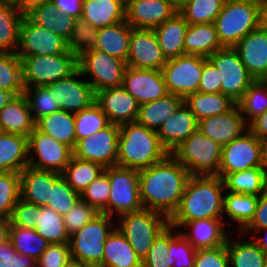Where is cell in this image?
<instances>
[{"mask_svg":"<svg viewBox=\"0 0 267 267\" xmlns=\"http://www.w3.org/2000/svg\"><path fill=\"white\" fill-rule=\"evenodd\" d=\"M189 171L172 155L139 170L140 200L144 209L160 212L170 218L177 210Z\"/></svg>","mask_w":267,"mask_h":267,"instance_id":"6da1fadb","label":"cell"},{"mask_svg":"<svg viewBox=\"0 0 267 267\" xmlns=\"http://www.w3.org/2000/svg\"><path fill=\"white\" fill-rule=\"evenodd\" d=\"M224 190L223 179L218 175H191L169 225L177 229L187 221L223 218Z\"/></svg>","mask_w":267,"mask_h":267,"instance_id":"7a4b0ae2","label":"cell"},{"mask_svg":"<svg viewBox=\"0 0 267 267\" xmlns=\"http://www.w3.org/2000/svg\"><path fill=\"white\" fill-rule=\"evenodd\" d=\"M169 154L157 131L137 122L120 126L116 166L142 170L164 160Z\"/></svg>","mask_w":267,"mask_h":267,"instance_id":"3957f363","label":"cell"},{"mask_svg":"<svg viewBox=\"0 0 267 267\" xmlns=\"http://www.w3.org/2000/svg\"><path fill=\"white\" fill-rule=\"evenodd\" d=\"M214 24L221 45L234 47L260 26V3L256 0H226Z\"/></svg>","mask_w":267,"mask_h":267,"instance_id":"277c9868","label":"cell"},{"mask_svg":"<svg viewBox=\"0 0 267 267\" xmlns=\"http://www.w3.org/2000/svg\"><path fill=\"white\" fill-rule=\"evenodd\" d=\"M223 146L197 129L178 145L172 155L190 175H218Z\"/></svg>","mask_w":267,"mask_h":267,"instance_id":"5b68a950","label":"cell"},{"mask_svg":"<svg viewBox=\"0 0 267 267\" xmlns=\"http://www.w3.org/2000/svg\"><path fill=\"white\" fill-rule=\"evenodd\" d=\"M121 216V222L118 223L117 228L142 261L154 240L169 225V218L160 212L144 208Z\"/></svg>","mask_w":267,"mask_h":267,"instance_id":"8992f818","label":"cell"},{"mask_svg":"<svg viewBox=\"0 0 267 267\" xmlns=\"http://www.w3.org/2000/svg\"><path fill=\"white\" fill-rule=\"evenodd\" d=\"M111 216L99 213L69 239L71 259L102 266L104 243L116 228Z\"/></svg>","mask_w":267,"mask_h":267,"instance_id":"52a82bcc","label":"cell"},{"mask_svg":"<svg viewBox=\"0 0 267 267\" xmlns=\"http://www.w3.org/2000/svg\"><path fill=\"white\" fill-rule=\"evenodd\" d=\"M21 61L24 87L47 86L78 69L77 55L70 50L49 56H26Z\"/></svg>","mask_w":267,"mask_h":267,"instance_id":"ba28073f","label":"cell"},{"mask_svg":"<svg viewBox=\"0 0 267 267\" xmlns=\"http://www.w3.org/2000/svg\"><path fill=\"white\" fill-rule=\"evenodd\" d=\"M78 70L83 76L92 78L88 82L95 93L123 85L127 63L117 57L96 49L87 50L77 56Z\"/></svg>","mask_w":267,"mask_h":267,"instance_id":"9c48e42d","label":"cell"},{"mask_svg":"<svg viewBox=\"0 0 267 267\" xmlns=\"http://www.w3.org/2000/svg\"><path fill=\"white\" fill-rule=\"evenodd\" d=\"M104 172L108 175L110 194L108 198V215L120 216L125 213L143 209L139 191V170L110 166Z\"/></svg>","mask_w":267,"mask_h":267,"instance_id":"30bf717a","label":"cell"},{"mask_svg":"<svg viewBox=\"0 0 267 267\" xmlns=\"http://www.w3.org/2000/svg\"><path fill=\"white\" fill-rule=\"evenodd\" d=\"M204 57L184 54L168 59L162 68L168 94L182 98L196 93L203 72Z\"/></svg>","mask_w":267,"mask_h":267,"instance_id":"8fae6325","label":"cell"},{"mask_svg":"<svg viewBox=\"0 0 267 267\" xmlns=\"http://www.w3.org/2000/svg\"><path fill=\"white\" fill-rule=\"evenodd\" d=\"M208 59L220 73L221 93L237 103L255 81L248 73L238 52L233 47H224L217 50Z\"/></svg>","mask_w":267,"mask_h":267,"instance_id":"7c38bea8","label":"cell"},{"mask_svg":"<svg viewBox=\"0 0 267 267\" xmlns=\"http://www.w3.org/2000/svg\"><path fill=\"white\" fill-rule=\"evenodd\" d=\"M68 51L67 40L35 24L27 15L23 17L16 50L19 59L26 56L62 54Z\"/></svg>","mask_w":267,"mask_h":267,"instance_id":"4fadbf2b","label":"cell"},{"mask_svg":"<svg viewBox=\"0 0 267 267\" xmlns=\"http://www.w3.org/2000/svg\"><path fill=\"white\" fill-rule=\"evenodd\" d=\"M28 151V166L59 173L65 170L73 156V150L70 147L35 128L28 137Z\"/></svg>","mask_w":267,"mask_h":267,"instance_id":"5bb4252c","label":"cell"},{"mask_svg":"<svg viewBox=\"0 0 267 267\" xmlns=\"http://www.w3.org/2000/svg\"><path fill=\"white\" fill-rule=\"evenodd\" d=\"M257 166H263L261 140L247 130L243 135L223 146L218 176L223 179L229 173Z\"/></svg>","mask_w":267,"mask_h":267,"instance_id":"9a60e30c","label":"cell"},{"mask_svg":"<svg viewBox=\"0 0 267 267\" xmlns=\"http://www.w3.org/2000/svg\"><path fill=\"white\" fill-rule=\"evenodd\" d=\"M120 126L109 123L95 134L77 141L73 156L98 163L104 168L116 166Z\"/></svg>","mask_w":267,"mask_h":267,"instance_id":"2e32d148","label":"cell"},{"mask_svg":"<svg viewBox=\"0 0 267 267\" xmlns=\"http://www.w3.org/2000/svg\"><path fill=\"white\" fill-rule=\"evenodd\" d=\"M80 76L83 75L77 69L70 76L47 85L60 110L77 113L95 102L94 89L88 81L77 80Z\"/></svg>","mask_w":267,"mask_h":267,"instance_id":"e0dca14e","label":"cell"},{"mask_svg":"<svg viewBox=\"0 0 267 267\" xmlns=\"http://www.w3.org/2000/svg\"><path fill=\"white\" fill-rule=\"evenodd\" d=\"M167 59L153 29L132 28L127 66L136 69L162 70Z\"/></svg>","mask_w":267,"mask_h":267,"instance_id":"ac0fdd59","label":"cell"},{"mask_svg":"<svg viewBox=\"0 0 267 267\" xmlns=\"http://www.w3.org/2000/svg\"><path fill=\"white\" fill-rule=\"evenodd\" d=\"M178 12L173 0H127L125 20L132 28L154 29Z\"/></svg>","mask_w":267,"mask_h":267,"instance_id":"d6986e66","label":"cell"},{"mask_svg":"<svg viewBox=\"0 0 267 267\" xmlns=\"http://www.w3.org/2000/svg\"><path fill=\"white\" fill-rule=\"evenodd\" d=\"M122 86L139 105L163 98L168 94L162 70L136 69L127 66Z\"/></svg>","mask_w":267,"mask_h":267,"instance_id":"ffe728a7","label":"cell"},{"mask_svg":"<svg viewBox=\"0 0 267 267\" xmlns=\"http://www.w3.org/2000/svg\"><path fill=\"white\" fill-rule=\"evenodd\" d=\"M95 102L100 106L111 124L121 126L136 122L140 105L123 86L96 92Z\"/></svg>","mask_w":267,"mask_h":267,"instance_id":"44dd1931","label":"cell"},{"mask_svg":"<svg viewBox=\"0 0 267 267\" xmlns=\"http://www.w3.org/2000/svg\"><path fill=\"white\" fill-rule=\"evenodd\" d=\"M198 129L224 146L243 135L249 127L236 104L229 112L198 121Z\"/></svg>","mask_w":267,"mask_h":267,"instance_id":"7402d4cb","label":"cell"},{"mask_svg":"<svg viewBox=\"0 0 267 267\" xmlns=\"http://www.w3.org/2000/svg\"><path fill=\"white\" fill-rule=\"evenodd\" d=\"M254 80L267 71V28L261 25L241 39L234 47Z\"/></svg>","mask_w":267,"mask_h":267,"instance_id":"603a6c76","label":"cell"},{"mask_svg":"<svg viewBox=\"0 0 267 267\" xmlns=\"http://www.w3.org/2000/svg\"><path fill=\"white\" fill-rule=\"evenodd\" d=\"M61 175L56 171L27 166L20 172V198L38 207H47L51 187Z\"/></svg>","mask_w":267,"mask_h":267,"instance_id":"cb8c5ba5","label":"cell"},{"mask_svg":"<svg viewBox=\"0 0 267 267\" xmlns=\"http://www.w3.org/2000/svg\"><path fill=\"white\" fill-rule=\"evenodd\" d=\"M223 218L197 219L185 222L180 228L189 231L181 232L187 241L196 249H211L226 245L229 233L224 229ZM228 234V235H227Z\"/></svg>","mask_w":267,"mask_h":267,"instance_id":"d4e9b609","label":"cell"},{"mask_svg":"<svg viewBox=\"0 0 267 267\" xmlns=\"http://www.w3.org/2000/svg\"><path fill=\"white\" fill-rule=\"evenodd\" d=\"M198 129L196 116L183 103L158 129L157 135L162 145L172 151Z\"/></svg>","mask_w":267,"mask_h":267,"instance_id":"484cf974","label":"cell"},{"mask_svg":"<svg viewBox=\"0 0 267 267\" xmlns=\"http://www.w3.org/2000/svg\"><path fill=\"white\" fill-rule=\"evenodd\" d=\"M35 128L29 103L25 94L13 96L0 110L2 132L29 137Z\"/></svg>","mask_w":267,"mask_h":267,"instance_id":"4316f807","label":"cell"},{"mask_svg":"<svg viewBox=\"0 0 267 267\" xmlns=\"http://www.w3.org/2000/svg\"><path fill=\"white\" fill-rule=\"evenodd\" d=\"M81 18L97 29L126 19V0H83Z\"/></svg>","mask_w":267,"mask_h":267,"instance_id":"83f0119b","label":"cell"},{"mask_svg":"<svg viewBox=\"0 0 267 267\" xmlns=\"http://www.w3.org/2000/svg\"><path fill=\"white\" fill-rule=\"evenodd\" d=\"M28 137L0 133V172H18L28 166Z\"/></svg>","mask_w":267,"mask_h":267,"instance_id":"f1b7e54d","label":"cell"},{"mask_svg":"<svg viewBox=\"0 0 267 267\" xmlns=\"http://www.w3.org/2000/svg\"><path fill=\"white\" fill-rule=\"evenodd\" d=\"M189 24L178 12L163 24L155 27V35L166 59L184 55V38Z\"/></svg>","mask_w":267,"mask_h":267,"instance_id":"f546056e","label":"cell"},{"mask_svg":"<svg viewBox=\"0 0 267 267\" xmlns=\"http://www.w3.org/2000/svg\"><path fill=\"white\" fill-rule=\"evenodd\" d=\"M34 123L36 130L53 137L59 143L74 150L76 146L74 113L59 110L38 118Z\"/></svg>","mask_w":267,"mask_h":267,"instance_id":"4dcf8cb0","label":"cell"},{"mask_svg":"<svg viewBox=\"0 0 267 267\" xmlns=\"http://www.w3.org/2000/svg\"><path fill=\"white\" fill-rule=\"evenodd\" d=\"M102 267H142L141 259L117 226L104 243Z\"/></svg>","mask_w":267,"mask_h":267,"instance_id":"1f68e13d","label":"cell"},{"mask_svg":"<svg viewBox=\"0 0 267 267\" xmlns=\"http://www.w3.org/2000/svg\"><path fill=\"white\" fill-rule=\"evenodd\" d=\"M222 48L214 23L189 24L184 38L185 54L208 58Z\"/></svg>","mask_w":267,"mask_h":267,"instance_id":"d6a6232c","label":"cell"},{"mask_svg":"<svg viewBox=\"0 0 267 267\" xmlns=\"http://www.w3.org/2000/svg\"><path fill=\"white\" fill-rule=\"evenodd\" d=\"M131 31L132 27L126 20L98 29V36L94 49L126 62L129 53Z\"/></svg>","mask_w":267,"mask_h":267,"instance_id":"836d02e7","label":"cell"},{"mask_svg":"<svg viewBox=\"0 0 267 267\" xmlns=\"http://www.w3.org/2000/svg\"><path fill=\"white\" fill-rule=\"evenodd\" d=\"M183 103L184 98L175 94H167L163 98L140 105L136 122L158 131Z\"/></svg>","mask_w":267,"mask_h":267,"instance_id":"e575fe53","label":"cell"},{"mask_svg":"<svg viewBox=\"0 0 267 267\" xmlns=\"http://www.w3.org/2000/svg\"><path fill=\"white\" fill-rule=\"evenodd\" d=\"M184 103L196 116L197 121L229 112L236 105V102L221 92L202 93L199 91L188 95Z\"/></svg>","mask_w":267,"mask_h":267,"instance_id":"d590c367","label":"cell"},{"mask_svg":"<svg viewBox=\"0 0 267 267\" xmlns=\"http://www.w3.org/2000/svg\"><path fill=\"white\" fill-rule=\"evenodd\" d=\"M229 192L260 195L267 189V170L264 166L229 173L223 178Z\"/></svg>","mask_w":267,"mask_h":267,"instance_id":"8d00e7d4","label":"cell"},{"mask_svg":"<svg viewBox=\"0 0 267 267\" xmlns=\"http://www.w3.org/2000/svg\"><path fill=\"white\" fill-rule=\"evenodd\" d=\"M226 249L230 267H265L267 264V255L253 239L231 240L228 236Z\"/></svg>","mask_w":267,"mask_h":267,"instance_id":"74e56055","label":"cell"},{"mask_svg":"<svg viewBox=\"0 0 267 267\" xmlns=\"http://www.w3.org/2000/svg\"><path fill=\"white\" fill-rule=\"evenodd\" d=\"M34 230L49 244H69L70 235L63 216L52 208L37 206Z\"/></svg>","mask_w":267,"mask_h":267,"instance_id":"f35d334b","label":"cell"},{"mask_svg":"<svg viewBox=\"0 0 267 267\" xmlns=\"http://www.w3.org/2000/svg\"><path fill=\"white\" fill-rule=\"evenodd\" d=\"M23 17L16 5L0 1V52L16 53Z\"/></svg>","mask_w":267,"mask_h":267,"instance_id":"ab89813d","label":"cell"},{"mask_svg":"<svg viewBox=\"0 0 267 267\" xmlns=\"http://www.w3.org/2000/svg\"><path fill=\"white\" fill-rule=\"evenodd\" d=\"M258 200L259 195L228 192L224 194L223 212L238 223L241 232L253 219Z\"/></svg>","mask_w":267,"mask_h":267,"instance_id":"60d3db41","label":"cell"},{"mask_svg":"<svg viewBox=\"0 0 267 267\" xmlns=\"http://www.w3.org/2000/svg\"><path fill=\"white\" fill-rule=\"evenodd\" d=\"M105 168L95 162L86 161L72 156L69 164L62 172L67 183L79 194L96 178L104 173Z\"/></svg>","mask_w":267,"mask_h":267,"instance_id":"b9f144b4","label":"cell"},{"mask_svg":"<svg viewBox=\"0 0 267 267\" xmlns=\"http://www.w3.org/2000/svg\"><path fill=\"white\" fill-rule=\"evenodd\" d=\"M9 241L17 253L32 257L36 261L49 245L34 229L14 225L10 228Z\"/></svg>","mask_w":267,"mask_h":267,"instance_id":"7bdbcfd3","label":"cell"},{"mask_svg":"<svg viewBox=\"0 0 267 267\" xmlns=\"http://www.w3.org/2000/svg\"><path fill=\"white\" fill-rule=\"evenodd\" d=\"M0 88L14 96L24 93L22 61L17 53L0 52Z\"/></svg>","mask_w":267,"mask_h":267,"instance_id":"ee69618b","label":"cell"},{"mask_svg":"<svg viewBox=\"0 0 267 267\" xmlns=\"http://www.w3.org/2000/svg\"><path fill=\"white\" fill-rule=\"evenodd\" d=\"M226 0H190L179 9L188 24L214 23Z\"/></svg>","mask_w":267,"mask_h":267,"instance_id":"f6af8a7d","label":"cell"},{"mask_svg":"<svg viewBox=\"0 0 267 267\" xmlns=\"http://www.w3.org/2000/svg\"><path fill=\"white\" fill-rule=\"evenodd\" d=\"M248 124L267 110V83L255 80L236 103ZM247 116V117H246ZM247 118H250L247 120Z\"/></svg>","mask_w":267,"mask_h":267,"instance_id":"bcb514c9","label":"cell"},{"mask_svg":"<svg viewBox=\"0 0 267 267\" xmlns=\"http://www.w3.org/2000/svg\"><path fill=\"white\" fill-rule=\"evenodd\" d=\"M74 116L76 143L82 138L95 134L109 124L107 116L96 102L90 107L74 113Z\"/></svg>","mask_w":267,"mask_h":267,"instance_id":"7dc6e473","label":"cell"},{"mask_svg":"<svg viewBox=\"0 0 267 267\" xmlns=\"http://www.w3.org/2000/svg\"><path fill=\"white\" fill-rule=\"evenodd\" d=\"M20 198V173L0 172V218L10 219Z\"/></svg>","mask_w":267,"mask_h":267,"instance_id":"c3c4849f","label":"cell"},{"mask_svg":"<svg viewBox=\"0 0 267 267\" xmlns=\"http://www.w3.org/2000/svg\"><path fill=\"white\" fill-rule=\"evenodd\" d=\"M24 94L27 97L34 122L42 116L60 110L57 101L50 94L47 86L25 87Z\"/></svg>","mask_w":267,"mask_h":267,"instance_id":"681fc988","label":"cell"},{"mask_svg":"<svg viewBox=\"0 0 267 267\" xmlns=\"http://www.w3.org/2000/svg\"><path fill=\"white\" fill-rule=\"evenodd\" d=\"M80 199V194L73 190L61 175L51 187L50 199L47 207L54 209L56 212L65 215L74 204Z\"/></svg>","mask_w":267,"mask_h":267,"instance_id":"f907efd6","label":"cell"},{"mask_svg":"<svg viewBox=\"0 0 267 267\" xmlns=\"http://www.w3.org/2000/svg\"><path fill=\"white\" fill-rule=\"evenodd\" d=\"M175 231V228L169 225L168 254L170 259L173 258L175 260L173 267H193L197 250L181 232L177 233Z\"/></svg>","mask_w":267,"mask_h":267,"instance_id":"816d5d0a","label":"cell"},{"mask_svg":"<svg viewBox=\"0 0 267 267\" xmlns=\"http://www.w3.org/2000/svg\"><path fill=\"white\" fill-rule=\"evenodd\" d=\"M109 194V179L108 175L104 172L80 193V199L87 202L99 213L108 215Z\"/></svg>","mask_w":267,"mask_h":267,"instance_id":"f5cc1de1","label":"cell"},{"mask_svg":"<svg viewBox=\"0 0 267 267\" xmlns=\"http://www.w3.org/2000/svg\"><path fill=\"white\" fill-rule=\"evenodd\" d=\"M97 36V28L90 25L83 18H78L74 22L72 35L68 40V48L78 56L87 50L94 49Z\"/></svg>","mask_w":267,"mask_h":267,"instance_id":"db71d44e","label":"cell"},{"mask_svg":"<svg viewBox=\"0 0 267 267\" xmlns=\"http://www.w3.org/2000/svg\"><path fill=\"white\" fill-rule=\"evenodd\" d=\"M169 225L154 240L142 267H173L175 260L169 258Z\"/></svg>","mask_w":267,"mask_h":267,"instance_id":"11a10c76","label":"cell"},{"mask_svg":"<svg viewBox=\"0 0 267 267\" xmlns=\"http://www.w3.org/2000/svg\"><path fill=\"white\" fill-rule=\"evenodd\" d=\"M99 212L87 202L79 199L65 215H63L66 230L71 236L88 222L92 221Z\"/></svg>","mask_w":267,"mask_h":267,"instance_id":"9f6ffc18","label":"cell"},{"mask_svg":"<svg viewBox=\"0 0 267 267\" xmlns=\"http://www.w3.org/2000/svg\"><path fill=\"white\" fill-rule=\"evenodd\" d=\"M70 260L69 244H49L36 261V267H65Z\"/></svg>","mask_w":267,"mask_h":267,"instance_id":"6f0895ef","label":"cell"},{"mask_svg":"<svg viewBox=\"0 0 267 267\" xmlns=\"http://www.w3.org/2000/svg\"><path fill=\"white\" fill-rule=\"evenodd\" d=\"M193 267H230L226 245L197 250Z\"/></svg>","mask_w":267,"mask_h":267,"instance_id":"680465c9","label":"cell"},{"mask_svg":"<svg viewBox=\"0 0 267 267\" xmlns=\"http://www.w3.org/2000/svg\"><path fill=\"white\" fill-rule=\"evenodd\" d=\"M36 219L37 205L19 198L10 217L11 225L34 229Z\"/></svg>","mask_w":267,"mask_h":267,"instance_id":"91938a15","label":"cell"},{"mask_svg":"<svg viewBox=\"0 0 267 267\" xmlns=\"http://www.w3.org/2000/svg\"><path fill=\"white\" fill-rule=\"evenodd\" d=\"M0 267H36V260L17 253L8 241L0 244Z\"/></svg>","mask_w":267,"mask_h":267,"instance_id":"94428289","label":"cell"},{"mask_svg":"<svg viewBox=\"0 0 267 267\" xmlns=\"http://www.w3.org/2000/svg\"><path fill=\"white\" fill-rule=\"evenodd\" d=\"M198 91L202 93L221 92L220 73L215 65L206 57H204V67Z\"/></svg>","mask_w":267,"mask_h":267,"instance_id":"6125c7cd","label":"cell"},{"mask_svg":"<svg viewBox=\"0 0 267 267\" xmlns=\"http://www.w3.org/2000/svg\"><path fill=\"white\" fill-rule=\"evenodd\" d=\"M59 11L56 9L55 5L49 1L41 6L34 8L30 11L27 16L37 25L45 28L46 30H52L55 22V15Z\"/></svg>","mask_w":267,"mask_h":267,"instance_id":"be15d7a7","label":"cell"},{"mask_svg":"<svg viewBox=\"0 0 267 267\" xmlns=\"http://www.w3.org/2000/svg\"><path fill=\"white\" fill-rule=\"evenodd\" d=\"M264 228H267V189L259 195L255 215L251 222L239 232V235L241 236L242 233L246 234V232H256V230Z\"/></svg>","mask_w":267,"mask_h":267,"instance_id":"e7e4bbea","label":"cell"},{"mask_svg":"<svg viewBox=\"0 0 267 267\" xmlns=\"http://www.w3.org/2000/svg\"><path fill=\"white\" fill-rule=\"evenodd\" d=\"M75 20L73 16L59 12L55 15L54 27L51 31L68 41L72 35Z\"/></svg>","mask_w":267,"mask_h":267,"instance_id":"03108f58","label":"cell"},{"mask_svg":"<svg viewBox=\"0 0 267 267\" xmlns=\"http://www.w3.org/2000/svg\"><path fill=\"white\" fill-rule=\"evenodd\" d=\"M59 12L78 19L82 15L83 0H51Z\"/></svg>","mask_w":267,"mask_h":267,"instance_id":"003e7915","label":"cell"},{"mask_svg":"<svg viewBox=\"0 0 267 267\" xmlns=\"http://www.w3.org/2000/svg\"><path fill=\"white\" fill-rule=\"evenodd\" d=\"M249 130L260 140L267 138V110L248 124Z\"/></svg>","mask_w":267,"mask_h":267,"instance_id":"a7ac6f4b","label":"cell"},{"mask_svg":"<svg viewBox=\"0 0 267 267\" xmlns=\"http://www.w3.org/2000/svg\"><path fill=\"white\" fill-rule=\"evenodd\" d=\"M51 0H22L17 6L21 13L26 16L34 8L41 6L42 4L49 2Z\"/></svg>","mask_w":267,"mask_h":267,"instance_id":"89a4df30","label":"cell"},{"mask_svg":"<svg viewBox=\"0 0 267 267\" xmlns=\"http://www.w3.org/2000/svg\"><path fill=\"white\" fill-rule=\"evenodd\" d=\"M11 222L10 219L0 218V244L9 241Z\"/></svg>","mask_w":267,"mask_h":267,"instance_id":"2644e50d","label":"cell"},{"mask_svg":"<svg viewBox=\"0 0 267 267\" xmlns=\"http://www.w3.org/2000/svg\"><path fill=\"white\" fill-rule=\"evenodd\" d=\"M262 230L266 231L267 233V228L264 229H258L256 230L257 233L261 232ZM265 233L264 237H257L255 235L252 236L253 241L265 252V254L267 255V234ZM255 236V237H254Z\"/></svg>","mask_w":267,"mask_h":267,"instance_id":"8c879c8a","label":"cell"},{"mask_svg":"<svg viewBox=\"0 0 267 267\" xmlns=\"http://www.w3.org/2000/svg\"><path fill=\"white\" fill-rule=\"evenodd\" d=\"M260 25L267 28V0H261L260 2Z\"/></svg>","mask_w":267,"mask_h":267,"instance_id":"753ad0ef","label":"cell"},{"mask_svg":"<svg viewBox=\"0 0 267 267\" xmlns=\"http://www.w3.org/2000/svg\"><path fill=\"white\" fill-rule=\"evenodd\" d=\"M14 95L0 88V110L11 100Z\"/></svg>","mask_w":267,"mask_h":267,"instance_id":"34e18365","label":"cell"},{"mask_svg":"<svg viewBox=\"0 0 267 267\" xmlns=\"http://www.w3.org/2000/svg\"><path fill=\"white\" fill-rule=\"evenodd\" d=\"M262 163L267 170V138L261 140Z\"/></svg>","mask_w":267,"mask_h":267,"instance_id":"11e5206c","label":"cell"},{"mask_svg":"<svg viewBox=\"0 0 267 267\" xmlns=\"http://www.w3.org/2000/svg\"><path fill=\"white\" fill-rule=\"evenodd\" d=\"M65 267H93L92 265L88 264V263H84L82 261H77L74 259H71L66 265Z\"/></svg>","mask_w":267,"mask_h":267,"instance_id":"2a66077c","label":"cell"},{"mask_svg":"<svg viewBox=\"0 0 267 267\" xmlns=\"http://www.w3.org/2000/svg\"><path fill=\"white\" fill-rule=\"evenodd\" d=\"M190 0H173L174 5L179 10L182 6H184L186 3H188Z\"/></svg>","mask_w":267,"mask_h":267,"instance_id":"b9fcfbb0","label":"cell"},{"mask_svg":"<svg viewBox=\"0 0 267 267\" xmlns=\"http://www.w3.org/2000/svg\"><path fill=\"white\" fill-rule=\"evenodd\" d=\"M3 3L13 4L18 6L22 0H0Z\"/></svg>","mask_w":267,"mask_h":267,"instance_id":"09005b40","label":"cell"},{"mask_svg":"<svg viewBox=\"0 0 267 267\" xmlns=\"http://www.w3.org/2000/svg\"><path fill=\"white\" fill-rule=\"evenodd\" d=\"M260 81L267 83V71H266L265 75L260 79Z\"/></svg>","mask_w":267,"mask_h":267,"instance_id":"979ff035","label":"cell"}]
</instances>
